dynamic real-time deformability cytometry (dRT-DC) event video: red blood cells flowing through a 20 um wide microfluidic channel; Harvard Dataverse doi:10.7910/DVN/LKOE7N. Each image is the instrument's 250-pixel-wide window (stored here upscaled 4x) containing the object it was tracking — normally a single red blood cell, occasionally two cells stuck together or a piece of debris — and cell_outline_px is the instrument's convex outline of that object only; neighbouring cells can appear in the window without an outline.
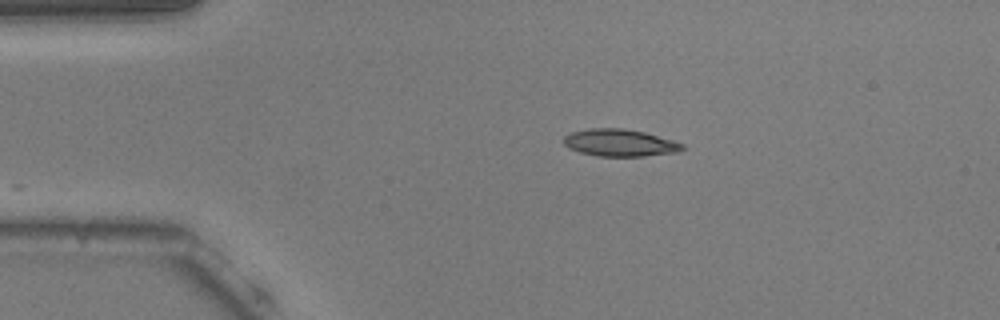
{"species": "common noctule bat (a hibernating species)", "species_latin": "Nyctalus noctula", "temperature_condition": "warm", "stored_images_in_passage": 44, "camera_frame_rate_fps": 3000, "um_per_image_px": 0.085, "animal": {"sex": "male", "body_mass_g": 20.5, "forearm_length_mm": 52.5}, "frame": {"image": 1, "passage_image": 1, "time_ms": 0.0, "image_size_px": [1000, 320], "cell_outline_px": [[688, 148], [676, 152], [644, 156], [596, 156], [580, 152], [568, 148], [564, 144], [564, 136], [572, 132], [588, 128], [624, 128], [644, 132], [672, 140], [684, 144]], "centroid_in_image_um": [52.69, 12.13], "position_along_channel_um": 32.3, "area_um2": 18.84}}
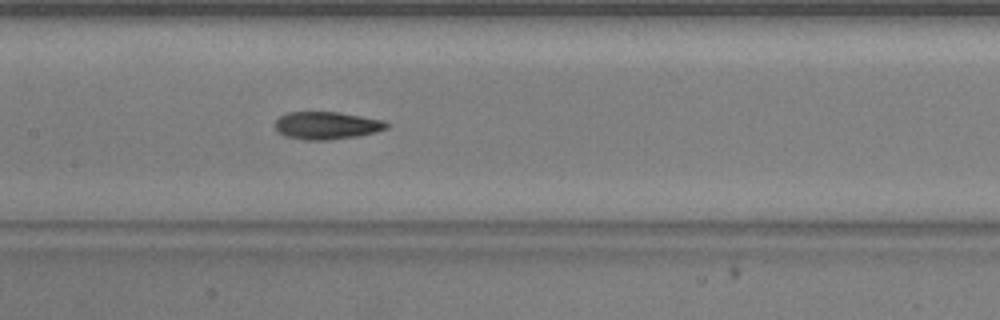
{"frame": {"image": 2, "passage_image": 16, "time_ms": 5.0, "image_size_px": [1000, 320], "cell_outline_px": [[388, 128], [376, 132], [356, 136], [328, 140], [308, 140], [284, 136], [276, 132], [276, 120], [280, 116], [288, 112], [340, 112], [384, 120], [388, 124]], "centroid_in_image_um": [27.77, 10.66], "position_along_channel_um": 179.6, "area_um2": 17.98}}
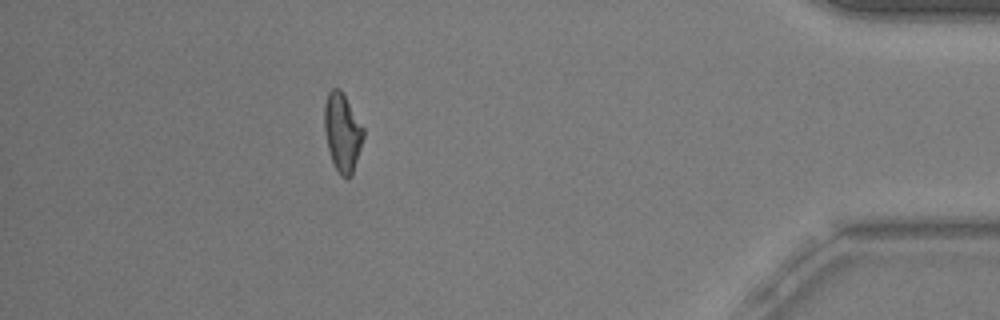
{"frame": {"image": 3, "passage_image": 38, "time_ms": 12.333, "image_size_px": [1000, 320], "cell_outline_px": [[364, 136], [352, 176], [340, 176], [332, 160], [328, 148], [324, 128], [324, 104], [328, 92], [332, 88], [340, 88], [364, 128]], "centroid_in_image_um": [29.1, 11.23], "position_along_channel_um": 406.1, "area_um2": 17.69}, "authors_computed_cell_mechanics": {"area_um2": 18.0047, "velocity_mm_per_s": 3.7832, "shape_relaxation_time_tau1_ms": 4.1497, "shape_relaxation_time_tau2_ms": 4.3478, "deformation_change_tau1": 0.1718, "deformation_change_tau2": 0.1158}}